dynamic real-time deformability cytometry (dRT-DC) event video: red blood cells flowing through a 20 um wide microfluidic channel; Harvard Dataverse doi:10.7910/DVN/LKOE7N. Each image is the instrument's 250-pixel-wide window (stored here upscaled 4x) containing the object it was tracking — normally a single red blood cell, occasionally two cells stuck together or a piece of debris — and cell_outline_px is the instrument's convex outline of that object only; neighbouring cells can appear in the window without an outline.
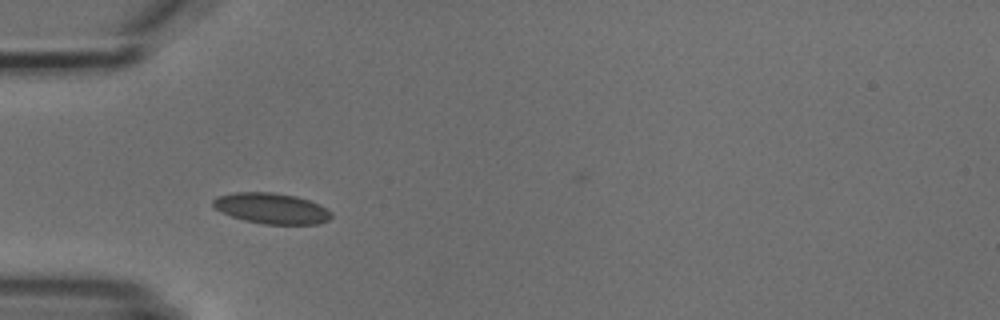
{"species": "common noctule bat (a hibernating species)", "species_latin": "Nyctalus noctula", "temperature_condition": "cold", "stored_images_in_passage": 3, "camera_frame_rate_fps": 3000, "um_per_image_px": 0.085, "animal": {"sex": "male", "body_mass_g": 18.8}, "frame": {"image": 1, "passage_image": 2, "time_ms": 1.333, "image_size_px": [1000, 320], "cell_outline_px": [[332, 216], [328, 220], [316, 224], [264, 224], [244, 220], [232, 216], [216, 208], [212, 204], [212, 200], [216, 196], [236, 192], [272, 192], [296, 196], [308, 200], [332, 212]], "centroid_in_image_um": [23.06, 17.71], "position_along_channel_um": 61.9, "area_um2": 20.92}}
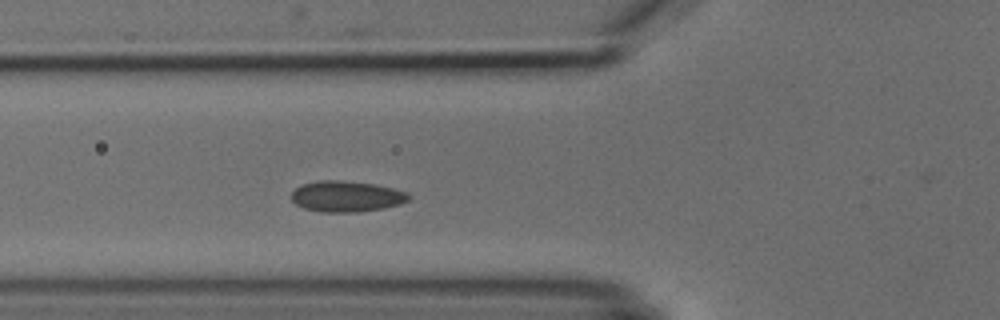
{"frame": {"image": 2, "passage_image": 3, "time_ms": 2.333, "image_size_px": [1000, 320], "cell_outline_px": [[412, 196], [408, 200], [400, 204], [384, 208], [356, 212], [320, 212], [304, 208], [296, 204], [292, 200], [292, 192], [300, 184], [316, 180], [344, 180], [376, 184], [408, 192]], "centroid_in_image_um": [29.45, 16.68], "position_along_channel_um": 96.3, "area_um2": 21.39}}